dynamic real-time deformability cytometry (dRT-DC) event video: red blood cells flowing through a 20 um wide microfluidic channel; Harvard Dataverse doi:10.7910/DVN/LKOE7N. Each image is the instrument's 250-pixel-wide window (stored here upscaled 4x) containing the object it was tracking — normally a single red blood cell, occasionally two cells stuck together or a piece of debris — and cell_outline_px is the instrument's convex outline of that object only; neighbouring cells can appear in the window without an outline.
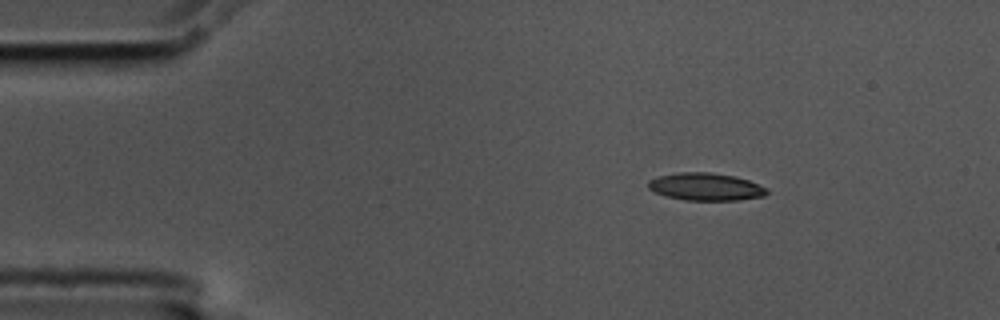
{"species": "common noctule bat (a hibernating species)", "species_latin": "Nyctalus noctula", "temperature_condition": "cold", "stored_images_in_passage": 3, "camera_frame_rate_fps": 3000, "um_per_image_px": 0.085, "animal": {"sex": "male", "body_mass_g": 17.5, "forearm_length_mm": 52.3}, "frame": {"image": 1, "passage_image": 1, "time_ms": 0.0, "image_size_px": [1000, 320], "cell_outline_px": [[768, 192], [764, 196], [740, 200], [684, 200], [668, 196], [656, 192], [648, 188], [648, 180], [656, 176], [680, 172], [712, 172], [736, 176], [748, 180], [768, 188]], "centroid_in_image_um": [60.0, 15.86], "position_along_channel_um": 25.0, "area_um2": 19.13}}